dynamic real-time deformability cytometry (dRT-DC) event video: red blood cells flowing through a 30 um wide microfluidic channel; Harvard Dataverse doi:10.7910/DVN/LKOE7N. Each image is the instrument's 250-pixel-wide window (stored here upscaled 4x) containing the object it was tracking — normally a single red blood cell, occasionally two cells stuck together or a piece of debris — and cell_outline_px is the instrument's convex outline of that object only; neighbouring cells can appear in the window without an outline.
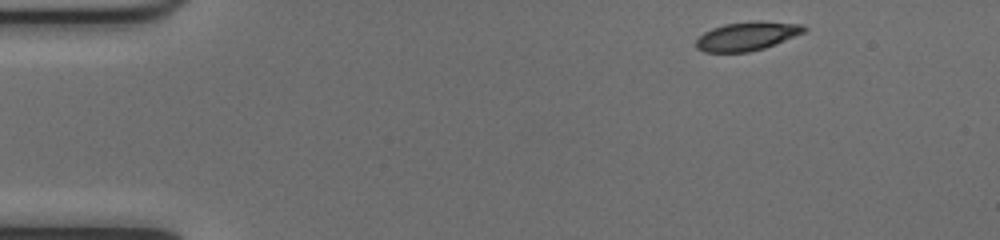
{"species": "common noctule bat (a hibernating species)", "species_latin": "Nyctalus noctula", "temperature_condition": "cold", "stored_images_in_passage": 8, "camera_frame_rate_fps": 3000, "um_per_image_px": 0.085, "animal": {"sex": "female", "body_mass_g": 17.0, "forearm_length_mm": 48.0}, "frame": {"image": 1, "passage_image": 1, "time_ms": 0.0, "image_size_px": [1000, 240], "cell_outline_px": [[808, 28], [804, 32], [764, 48], [748, 52], [704, 52], [696, 48], [696, 40], [704, 32], [712, 28], [724, 24], [804, 24]], "centroid_in_image_um": [63.41, 3.14], "position_along_channel_um": 21.6, "area_um2": 16.94}}